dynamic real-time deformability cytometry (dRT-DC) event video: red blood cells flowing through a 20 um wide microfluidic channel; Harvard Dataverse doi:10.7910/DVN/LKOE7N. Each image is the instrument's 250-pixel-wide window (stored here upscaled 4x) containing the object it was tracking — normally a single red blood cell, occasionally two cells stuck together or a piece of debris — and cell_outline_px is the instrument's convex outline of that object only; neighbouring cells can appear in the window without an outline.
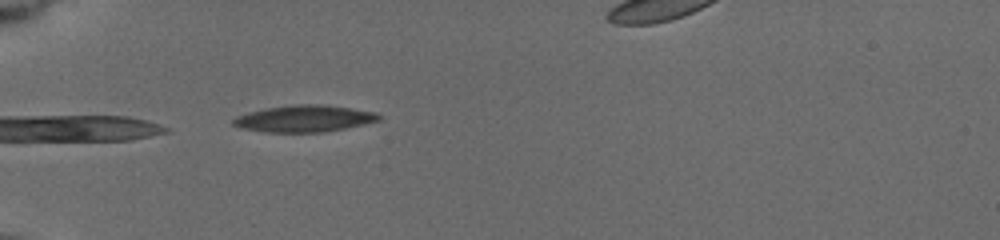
{"species": "common noctule bat (a hibernating species)", "species_latin": "Nyctalus noctula", "temperature_condition": "cold", "stored_images_in_passage": 36, "camera_frame_rate_fps": 3000, "um_per_image_px": 0.085, "animal": {"sex": "female", "body_mass_g": 19.5, "forearm_length_mm": 54.1}, "frame": {"image": 1, "passage_image": 1, "time_ms": 0.0, "image_size_px": [1000, 240], "cell_outline_px": [[380, 120], [344, 128], [320, 132], [268, 132], [244, 128], [232, 124], [232, 120], [236, 116], [248, 112], [268, 108], [300, 104], [316, 104], [348, 108], [372, 112], [380, 116]], "centroid_in_image_um": [25.81, 10.08], "position_along_channel_um": 59.2, "area_um2": 21.96}}
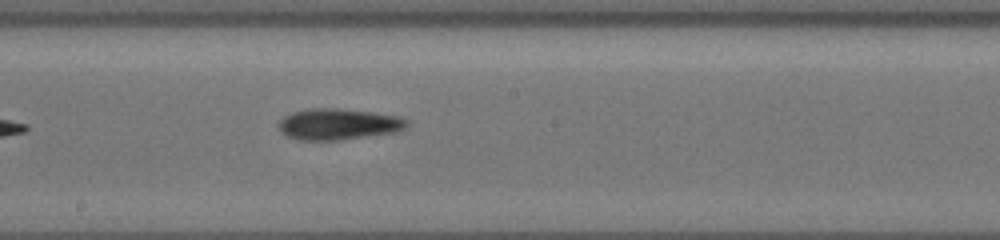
{"frame": {"image": 2, "passage_image": 15, "time_ms": 4.667, "image_size_px": [1000, 240], "cell_outline_px": [[408, 124], [404, 128], [396, 132], [336, 140], [300, 140], [288, 136], [280, 128], [280, 120], [284, 116], [292, 112], [308, 108], [328, 108], [368, 112], [396, 116], [408, 120]], "centroid_in_image_um": [28.74, 10.55], "position_along_channel_um": 219.5, "area_um2": 22.72}}
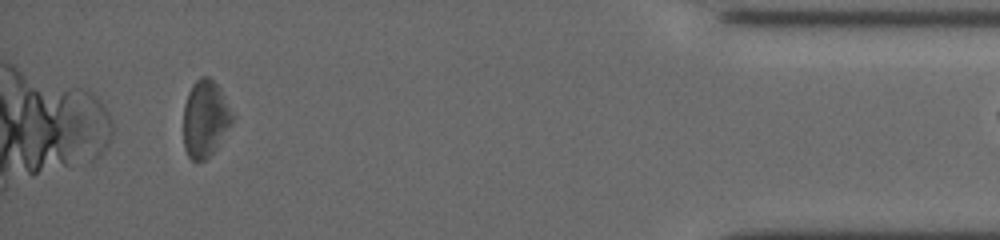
{"frame": {"image": 3, "passage_image": 35, "time_ms": 11.333, "image_size_px": [1000, 240], "cell_outline_px": [[232, 120], [216, 148], [204, 160], [192, 160], [188, 156], [184, 148], [184, 104], [188, 92], [192, 84], [200, 76], [208, 76], [220, 88], [232, 116]], "centroid_in_image_um": [17.39, 10.07], "position_along_channel_um": 417.8, "area_um2": 21.33}}